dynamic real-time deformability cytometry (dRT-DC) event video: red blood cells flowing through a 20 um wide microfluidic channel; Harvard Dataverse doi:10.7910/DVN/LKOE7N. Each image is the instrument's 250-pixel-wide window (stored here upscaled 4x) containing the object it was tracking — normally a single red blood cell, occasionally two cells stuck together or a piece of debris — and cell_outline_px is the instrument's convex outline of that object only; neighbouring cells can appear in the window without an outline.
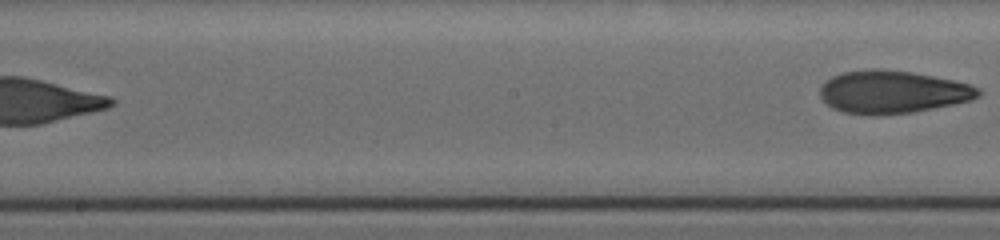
{"species": "human", "species_latin": "Homo sapiens", "temperature_condition": "cold", "stored_images_in_passage": 26, "segment_of_instrument_passage": [2, 2], "camera_frame_rate_fps": 3000, "um_per_image_px": 0.085, "donor": {"sex": "female"}, "frame": {"image": 1, "passage_image": 26, "time_ms": 12.0, "image_size_px": [1000, 240], "cell_outline_px": [[980, 96], [972, 100], [916, 112], [876, 116], [872, 116], [844, 112], [832, 108], [820, 96], [820, 88], [832, 76], [844, 72], [912, 72], [952, 80], [968, 84], [980, 88]], "centroid_in_image_um": [75.91, 7.88], "position_along_channel_um": 172.3, "area_um2": 38.49}}